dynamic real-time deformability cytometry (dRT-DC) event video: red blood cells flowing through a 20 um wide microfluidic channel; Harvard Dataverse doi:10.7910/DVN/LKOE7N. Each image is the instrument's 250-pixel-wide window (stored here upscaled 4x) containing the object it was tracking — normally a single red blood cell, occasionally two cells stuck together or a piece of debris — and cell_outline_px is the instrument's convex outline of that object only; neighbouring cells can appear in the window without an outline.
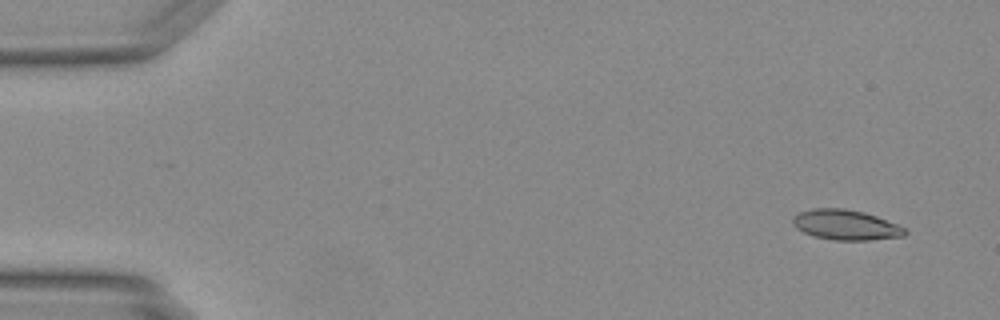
{"species": "Egyptian fruit bat (a non-hibernating species)", "species_latin": "Rousettus aegyptiacus", "temperature_condition": "warm", "stored_images_in_passage": 14, "camera_frame_rate_fps": 3000, "um_per_image_px": 0.085, "animal": {"sex": "female"}, "frame": {"image": 1, "passage_image": 1, "time_ms": 0.0, "image_size_px": [1000, 320], "cell_outline_px": [[908, 232], [904, 236], [868, 240], [832, 240], [816, 236], [804, 232], [796, 228], [792, 220], [800, 212], [812, 208], [844, 208], [864, 212], [876, 216], [896, 224], [904, 228]], "centroid_in_image_um": [71.9, 19.11], "position_along_channel_um": 13.1, "area_um2": 19.48}}
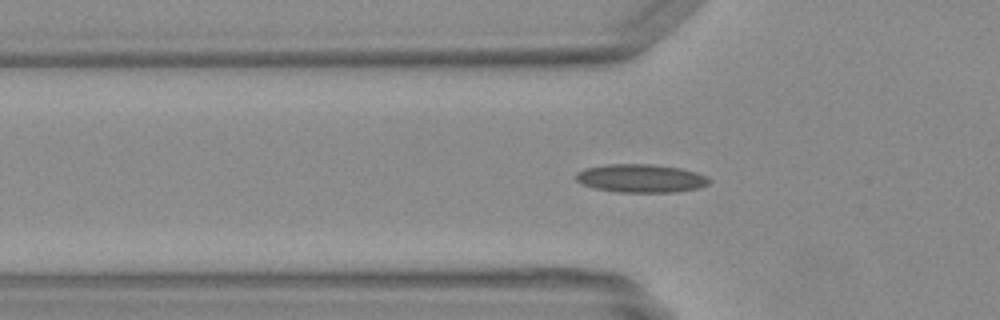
{"frame": {"image": 2, "passage_image": 14, "time_ms": 4.333, "image_size_px": [1000, 320], "cell_outline_px": [[712, 180], [708, 184], [700, 188], [672, 192], [616, 192], [596, 188], [584, 184], [576, 180], [576, 172], [584, 168], [608, 164], [652, 164], [680, 168], [696, 172]], "centroid_in_image_um": [54.48, 15.15], "position_along_channel_um": 71.3, "area_um2": 21.91}}